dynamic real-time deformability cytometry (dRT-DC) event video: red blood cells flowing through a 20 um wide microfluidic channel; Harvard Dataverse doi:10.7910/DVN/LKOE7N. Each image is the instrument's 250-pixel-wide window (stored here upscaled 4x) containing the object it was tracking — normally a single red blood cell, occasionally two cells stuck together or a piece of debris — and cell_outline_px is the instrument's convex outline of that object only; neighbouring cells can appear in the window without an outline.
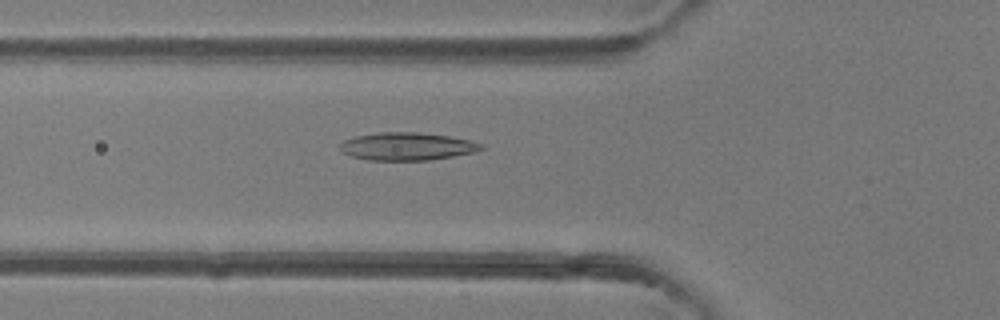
{"species": "common noctule bat (a hibernating species)", "species_latin": "Nyctalus noctula", "temperature_condition": "room temperature", "stored_images_in_passage": 47, "camera_frame_rate_fps": 3000, "um_per_image_px": 0.085, "animal": {"sex": "female"}, "frame": {"image": 1, "passage_image": 17, "time_ms": 5.333, "image_size_px": [1000, 320], "cell_outline_px": [[484, 148], [476, 152], [428, 160], [368, 160], [352, 156], [340, 152], [340, 144], [344, 140], [356, 136], [380, 132], [420, 132], [448, 136], [472, 140], [484, 144]], "centroid_in_image_um": [34.62, 12.44], "position_along_channel_um": 91.2, "area_um2": 22.95}}
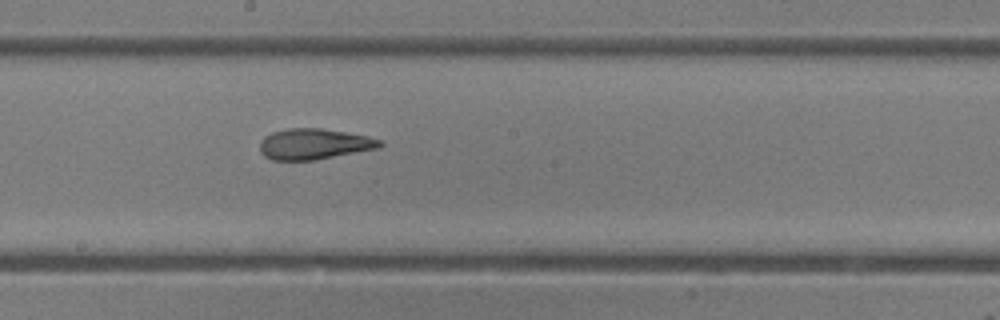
{"frame": {"image": 2, "passage_image": 26, "time_ms": 8.333, "image_size_px": [1000, 320], "cell_outline_px": [[384, 144], [380, 148], [316, 160], [272, 160], [264, 156], [260, 152], [260, 140], [264, 136], [272, 132], [288, 128], [320, 128], [368, 136], [380, 140]], "centroid_in_image_um": [26.69, 12.25], "position_along_channel_um": 221.5, "area_um2": 21.68}}
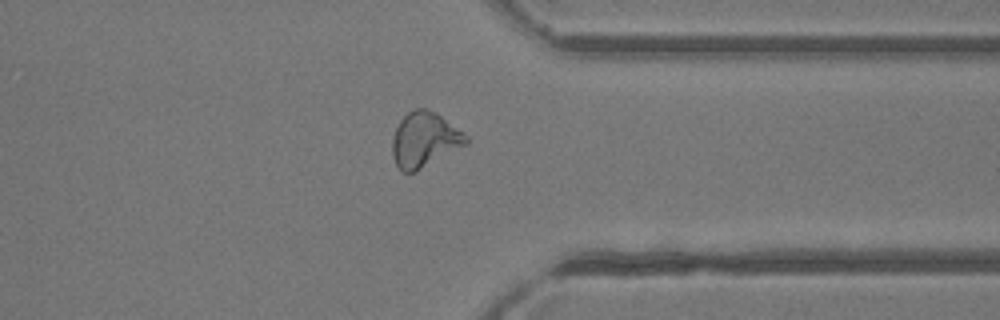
{"frame": {"image": 3, "passage_image": 37, "time_ms": 12.0, "image_size_px": [1000, 320], "cell_outline_px": [[468, 144], [416, 172], [400, 172], [392, 156], [392, 140], [396, 128], [400, 120], [408, 112], [416, 108], [428, 108], [464, 132], [468, 136]], "centroid_in_image_um": [36.08, 11.9], "position_along_channel_um": 375.3, "area_um2": 23.76}, "authors_computed_cell_mechanics": {"area_um2": 23.409, "velocity_mm_per_s": 4.3158, "shape_relaxation_time_tau1_ms": 6.6906, "shape_relaxation_time_tau2_ms": 1.8, "deformation_change_tau1": 0.1863, "deformation_change_tau2": 0.1002}}